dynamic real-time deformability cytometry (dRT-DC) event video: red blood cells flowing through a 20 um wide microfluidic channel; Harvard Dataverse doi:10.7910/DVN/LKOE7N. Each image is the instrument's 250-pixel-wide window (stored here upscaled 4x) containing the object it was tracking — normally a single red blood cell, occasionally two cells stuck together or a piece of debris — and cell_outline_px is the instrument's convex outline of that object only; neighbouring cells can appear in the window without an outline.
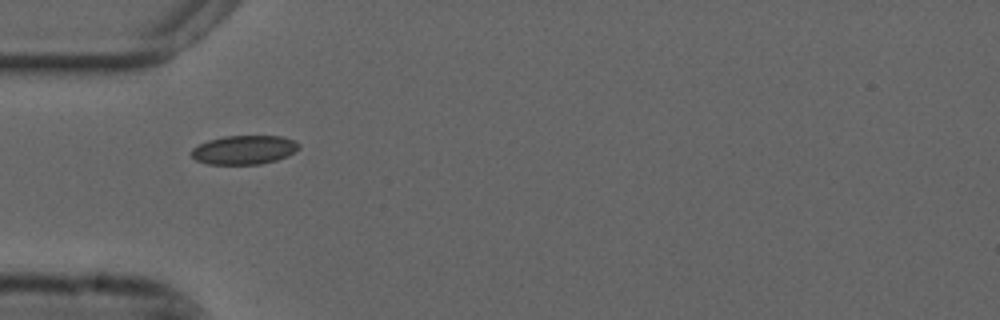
{"species": "common noctule bat (a hibernating species)", "species_latin": "Nyctalus noctula", "temperature_condition": "cold", "stored_images_in_passage": 4, "camera_frame_rate_fps": 3000, "um_per_image_px": 0.085, "animal": {"sex": "male", "forearm_length_mm": 52.5}, "frame": {"image": 1, "passage_image": 1, "time_ms": 0.0, "image_size_px": [1000, 320], "cell_outline_px": [[300, 148], [288, 156], [276, 160], [260, 164], [208, 164], [196, 160], [192, 156], [192, 148], [208, 140], [224, 136], [280, 136], [296, 140], [300, 144]], "centroid_in_image_um": [20.79, 12.73], "position_along_channel_um": 64.2, "area_um2": 18.15}}
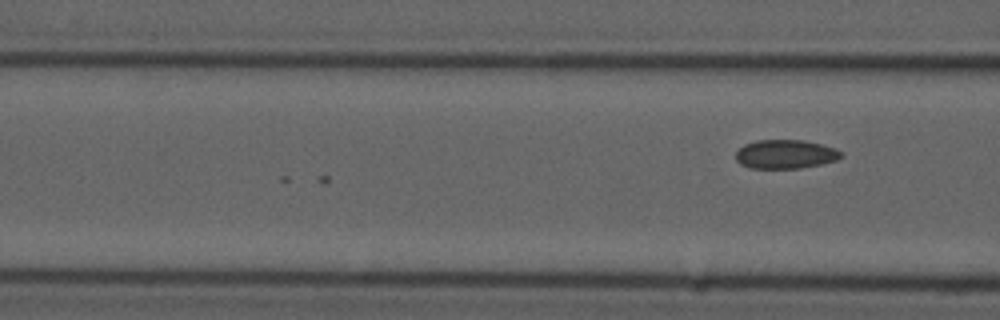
{"frame": {"image": 2, "passage_image": 4, "time_ms": 1.0, "image_size_px": [1000, 320], "cell_outline_px": [[844, 156], [836, 160], [820, 164], [800, 168], [752, 168], [740, 164], [736, 160], [736, 152], [744, 144], [756, 140], [804, 140], [836, 148], [844, 152]], "centroid_in_image_um": [66.78, 13.1], "position_along_channel_um": 99.8, "area_um2": 17.8}}